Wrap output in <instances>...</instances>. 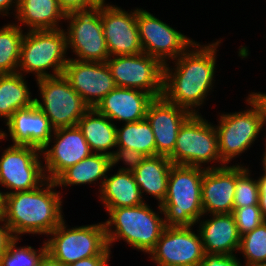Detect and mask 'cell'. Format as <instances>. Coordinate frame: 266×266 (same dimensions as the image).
<instances>
[{
	"instance_id": "1",
	"label": "cell",
	"mask_w": 266,
	"mask_h": 266,
	"mask_svg": "<svg viewBox=\"0 0 266 266\" xmlns=\"http://www.w3.org/2000/svg\"><path fill=\"white\" fill-rule=\"evenodd\" d=\"M214 40L205 44L195 41L177 59L164 65L163 97L191 114H201L218 84L216 62L223 39Z\"/></svg>"
},
{
	"instance_id": "2",
	"label": "cell",
	"mask_w": 266,
	"mask_h": 266,
	"mask_svg": "<svg viewBox=\"0 0 266 266\" xmlns=\"http://www.w3.org/2000/svg\"><path fill=\"white\" fill-rule=\"evenodd\" d=\"M56 183L46 179L39 187L5 195L2 218L16 238L47 237L64 219L63 195Z\"/></svg>"
},
{
	"instance_id": "3",
	"label": "cell",
	"mask_w": 266,
	"mask_h": 266,
	"mask_svg": "<svg viewBox=\"0 0 266 266\" xmlns=\"http://www.w3.org/2000/svg\"><path fill=\"white\" fill-rule=\"evenodd\" d=\"M156 207L158 211L145 202L138 206L104 209L109 217L103 222L110 250L123 240L132 249L148 256L166 227L162 207L158 204Z\"/></svg>"
},
{
	"instance_id": "4",
	"label": "cell",
	"mask_w": 266,
	"mask_h": 266,
	"mask_svg": "<svg viewBox=\"0 0 266 266\" xmlns=\"http://www.w3.org/2000/svg\"><path fill=\"white\" fill-rule=\"evenodd\" d=\"M205 168L173 164L169 172L167 194L160 205L166 226H195L204 215L202 179Z\"/></svg>"
},
{
	"instance_id": "5",
	"label": "cell",
	"mask_w": 266,
	"mask_h": 266,
	"mask_svg": "<svg viewBox=\"0 0 266 266\" xmlns=\"http://www.w3.org/2000/svg\"><path fill=\"white\" fill-rule=\"evenodd\" d=\"M245 109L235 112H217L215 130L221 160L232 165L243 153L255 145L264 131L263 112L256 100L248 93ZM241 110V111H240ZM256 141V142H255Z\"/></svg>"
},
{
	"instance_id": "6",
	"label": "cell",
	"mask_w": 266,
	"mask_h": 266,
	"mask_svg": "<svg viewBox=\"0 0 266 266\" xmlns=\"http://www.w3.org/2000/svg\"><path fill=\"white\" fill-rule=\"evenodd\" d=\"M68 54L64 28L26 31L21 43L17 72L25 77L31 73L35 80L63 75L70 57Z\"/></svg>"
},
{
	"instance_id": "7",
	"label": "cell",
	"mask_w": 266,
	"mask_h": 266,
	"mask_svg": "<svg viewBox=\"0 0 266 266\" xmlns=\"http://www.w3.org/2000/svg\"><path fill=\"white\" fill-rule=\"evenodd\" d=\"M168 158L175 165L205 169L226 166L220 158L215 125L202 114H191L185 120L178 131L174 151Z\"/></svg>"
},
{
	"instance_id": "8",
	"label": "cell",
	"mask_w": 266,
	"mask_h": 266,
	"mask_svg": "<svg viewBox=\"0 0 266 266\" xmlns=\"http://www.w3.org/2000/svg\"><path fill=\"white\" fill-rule=\"evenodd\" d=\"M64 219L45 239L47 252L63 265L91 256H112L104 222L70 226Z\"/></svg>"
},
{
	"instance_id": "9",
	"label": "cell",
	"mask_w": 266,
	"mask_h": 266,
	"mask_svg": "<svg viewBox=\"0 0 266 266\" xmlns=\"http://www.w3.org/2000/svg\"><path fill=\"white\" fill-rule=\"evenodd\" d=\"M35 81L39 94L34 97L35 104L48 117L51 126L54 129L77 126L89 107L64 75Z\"/></svg>"
},
{
	"instance_id": "10",
	"label": "cell",
	"mask_w": 266,
	"mask_h": 266,
	"mask_svg": "<svg viewBox=\"0 0 266 266\" xmlns=\"http://www.w3.org/2000/svg\"><path fill=\"white\" fill-rule=\"evenodd\" d=\"M2 144V140L0 139ZM0 155V193L30 191L45 180L41 150L32 146L7 145ZM4 189V190H2Z\"/></svg>"
},
{
	"instance_id": "11",
	"label": "cell",
	"mask_w": 266,
	"mask_h": 266,
	"mask_svg": "<svg viewBox=\"0 0 266 266\" xmlns=\"http://www.w3.org/2000/svg\"><path fill=\"white\" fill-rule=\"evenodd\" d=\"M67 51L73 57L69 59L90 62H106L110 57L105 41L101 3L89 11L70 12L65 16ZM74 54V55H73Z\"/></svg>"
},
{
	"instance_id": "12",
	"label": "cell",
	"mask_w": 266,
	"mask_h": 266,
	"mask_svg": "<svg viewBox=\"0 0 266 266\" xmlns=\"http://www.w3.org/2000/svg\"><path fill=\"white\" fill-rule=\"evenodd\" d=\"M137 27L143 53L157 58L163 65L177 59L195 42L141 7H137Z\"/></svg>"
},
{
	"instance_id": "13",
	"label": "cell",
	"mask_w": 266,
	"mask_h": 266,
	"mask_svg": "<svg viewBox=\"0 0 266 266\" xmlns=\"http://www.w3.org/2000/svg\"><path fill=\"white\" fill-rule=\"evenodd\" d=\"M118 87L137 89L154 98L163 96L164 65L146 53L112 56L106 61Z\"/></svg>"
},
{
	"instance_id": "14",
	"label": "cell",
	"mask_w": 266,
	"mask_h": 266,
	"mask_svg": "<svg viewBox=\"0 0 266 266\" xmlns=\"http://www.w3.org/2000/svg\"><path fill=\"white\" fill-rule=\"evenodd\" d=\"M193 227L166 226L147 259L156 266H197L205 252L200 234Z\"/></svg>"
},
{
	"instance_id": "15",
	"label": "cell",
	"mask_w": 266,
	"mask_h": 266,
	"mask_svg": "<svg viewBox=\"0 0 266 266\" xmlns=\"http://www.w3.org/2000/svg\"><path fill=\"white\" fill-rule=\"evenodd\" d=\"M101 2V20L108 53L112 56L142 53L137 27V7L125 10L121 6Z\"/></svg>"
},
{
	"instance_id": "16",
	"label": "cell",
	"mask_w": 266,
	"mask_h": 266,
	"mask_svg": "<svg viewBox=\"0 0 266 266\" xmlns=\"http://www.w3.org/2000/svg\"><path fill=\"white\" fill-rule=\"evenodd\" d=\"M45 177L54 181L64 170L93 152L78 126L54 129L48 144L41 150Z\"/></svg>"
},
{
	"instance_id": "17",
	"label": "cell",
	"mask_w": 266,
	"mask_h": 266,
	"mask_svg": "<svg viewBox=\"0 0 266 266\" xmlns=\"http://www.w3.org/2000/svg\"><path fill=\"white\" fill-rule=\"evenodd\" d=\"M63 75L89 108L117 87L106 62L69 59Z\"/></svg>"
},
{
	"instance_id": "18",
	"label": "cell",
	"mask_w": 266,
	"mask_h": 266,
	"mask_svg": "<svg viewBox=\"0 0 266 266\" xmlns=\"http://www.w3.org/2000/svg\"><path fill=\"white\" fill-rule=\"evenodd\" d=\"M4 125L8 131L0 129L2 141L10 139L11 145L32 146L39 150L48 144L54 132L48 117L36 104L17 110Z\"/></svg>"
},
{
	"instance_id": "19",
	"label": "cell",
	"mask_w": 266,
	"mask_h": 266,
	"mask_svg": "<svg viewBox=\"0 0 266 266\" xmlns=\"http://www.w3.org/2000/svg\"><path fill=\"white\" fill-rule=\"evenodd\" d=\"M190 115L189 111L168 102L163 96L150 103L145 118L154 133L156 155L169 157L173 153L178 131Z\"/></svg>"
},
{
	"instance_id": "20",
	"label": "cell",
	"mask_w": 266,
	"mask_h": 266,
	"mask_svg": "<svg viewBox=\"0 0 266 266\" xmlns=\"http://www.w3.org/2000/svg\"><path fill=\"white\" fill-rule=\"evenodd\" d=\"M235 163V165H234ZM220 168L205 169L202 179L203 214L232 213L236 187V164Z\"/></svg>"
},
{
	"instance_id": "21",
	"label": "cell",
	"mask_w": 266,
	"mask_h": 266,
	"mask_svg": "<svg viewBox=\"0 0 266 266\" xmlns=\"http://www.w3.org/2000/svg\"><path fill=\"white\" fill-rule=\"evenodd\" d=\"M154 99L145 91L117 86L97 104L95 109L114 124L120 125L145 119L148 107Z\"/></svg>"
},
{
	"instance_id": "22",
	"label": "cell",
	"mask_w": 266,
	"mask_h": 266,
	"mask_svg": "<svg viewBox=\"0 0 266 266\" xmlns=\"http://www.w3.org/2000/svg\"><path fill=\"white\" fill-rule=\"evenodd\" d=\"M195 225H197L205 254L238 253L241 235L232 213L203 215Z\"/></svg>"
},
{
	"instance_id": "23",
	"label": "cell",
	"mask_w": 266,
	"mask_h": 266,
	"mask_svg": "<svg viewBox=\"0 0 266 266\" xmlns=\"http://www.w3.org/2000/svg\"><path fill=\"white\" fill-rule=\"evenodd\" d=\"M65 16L58 0H18V9L13 18L25 31H41L63 28Z\"/></svg>"
},
{
	"instance_id": "24",
	"label": "cell",
	"mask_w": 266,
	"mask_h": 266,
	"mask_svg": "<svg viewBox=\"0 0 266 266\" xmlns=\"http://www.w3.org/2000/svg\"><path fill=\"white\" fill-rule=\"evenodd\" d=\"M110 168L102 187L96 195L105 209L138 206L145 203L132 172ZM112 172V173H110Z\"/></svg>"
},
{
	"instance_id": "25",
	"label": "cell",
	"mask_w": 266,
	"mask_h": 266,
	"mask_svg": "<svg viewBox=\"0 0 266 266\" xmlns=\"http://www.w3.org/2000/svg\"><path fill=\"white\" fill-rule=\"evenodd\" d=\"M111 168V157L104 154L92 153L87 158L81 160L74 166L64 170L55 180L56 186L61 190L70 188L71 186L91 185L94 188L98 186L99 193L102 184ZM63 188V189H62Z\"/></svg>"
},
{
	"instance_id": "26",
	"label": "cell",
	"mask_w": 266,
	"mask_h": 266,
	"mask_svg": "<svg viewBox=\"0 0 266 266\" xmlns=\"http://www.w3.org/2000/svg\"><path fill=\"white\" fill-rule=\"evenodd\" d=\"M172 165L173 163L167 156H149L132 172L145 202L148 201L146 197L151 196L158 201H156L158 205L163 203Z\"/></svg>"
},
{
	"instance_id": "27",
	"label": "cell",
	"mask_w": 266,
	"mask_h": 266,
	"mask_svg": "<svg viewBox=\"0 0 266 266\" xmlns=\"http://www.w3.org/2000/svg\"><path fill=\"white\" fill-rule=\"evenodd\" d=\"M93 153L112 156L117 147V125L95 108H89L77 123Z\"/></svg>"
},
{
	"instance_id": "28",
	"label": "cell",
	"mask_w": 266,
	"mask_h": 266,
	"mask_svg": "<svg viewBox=\"0 0 266 266\" xmlns=\"http://www.w3.org/2000/svg\"><path fill=\"white\" fill-rule=\"evenodd\" d=\"M29 86L21 73L0 74V120H4V124L17 110L35 104Z\"/></svg>"
},
{
	"instance_id": "29",
	"label": "cell",
	"mask_w": 266,
	"mask_h": 266,
	"mask_svg": "<svg viewBox=\"0 0 266 266\" xmlns=\"http://www.w3.org/2000/svg\"><path fill=\"white\" fill-rule=\"evenodd\" d=\"M119 126L116 132L117 147L137 150L146 157L156 156L154 133L146 118Z\"/></svg>"
},
{
	"instance_id": "30",
	"label": "cell",
	"mask_w": 266,
	"mask_h": 266,
	"mask_svg": "<svg viewBox=\"0 0 266 266\" xmlns=\"http://www.w3.org/2000/svg\"><path fill=\"white\" fill-rule=\"evenodd\" d=\"M11 21L0 27V74L17 72L21 43L26 32Z\"/></svg>"
},
{
	"instance_id": "31",
	"label": "cell",
	"mask_w": 266,
	"mask_h": 266,
	"mask_svg": "<svg viewBox=\"0 0 266 266\" xmlns=\"http://www.w3.org/2000/svg\"><path fill=\"white\" fill-rule=\"evenodd\" d=\"M252 172L248 164L247 166L244 163L236 164L234 208L258 205L259 185L257 177H255Z\"/></svg>"
},
{
	"instance_id": "32",
	"label": "cell",
	"mask_w": 266,
	"mask_h": 266,
	"mask_svg": "<svg viewBox=\"0 0 266 266\" xmlns=\"http://www.w3.org/2000/svg\"><path fill=\"white\" fill-rule=\"evenodd\" d=\"M238 253L243 265L266 262V221L241 236Z\"/></svg>"
},
{
	"instance_id": "33",
	"label": "cell",
	"mask_w": 266,
	"mask_h": 266,
	"mask_svg": "<svg viewBox=\"0 0 266 266\" xmlns=\"http://www.w3.org/2000/svg\"><path fill=\"white\" fill-rule=\"evenodd\" d=\"M21 238H16L0 258V266H38L39 260L47 252L43 239L38 249L31 245L18 246Z\"/></svg>"
},
{
	"instance_id": "34",
	"label": "cell",
	"mask_w": 266,
	"mask_h": 266,
	"mask_svg": "<svg viewBox=\"0 0 266 266\" xmlns=\"http://www.w3.org/2000/svg\"><path fill=\"white\" fill-rule=\"evenodd\" d=\"M232 215L241 236L252 231L266 221L262 215L259 205L234 208Z\"/></svg>"
},
{
	"instance_id": "35",
	"label": "cell",
	"mask_w": 266,
	"mask_h": 266,
	"mask_svg": "<svg viewBox=\"0 0 266 266\" xmlns=\"http://www.w3.org/2000/svg\"><path fill=\"white\" fill-rule=\"evenodd\" d=\"M145 158L146 156L137 150L126 147H116L111 156V167L115 169L118 164H122V166H124H118V170L134 172Z\"/></svg>"
},
{
	"instance_id": "36",
	"label": "cell",
	"mask_w": 266,
	"mask_h": 266,
	"mask_svg": "<svg viewBox=\"0 0 266 266\" xmlns=\"http://www.w3.org/2000/svg\"><path fill=\"white\" fill-rule=\"evenodd\" d=\"M197 266H244L238 254L224 255L206 253L204 258Z\"/></svg>"
},
{
	"instance_id": "37",
	"label": "cell",
	"mask_w": 266,
	"mask_h": 266,
	"mask_svg": "<svg viewBox=\"0 0 266 266\" xmlns=\"http://www.w3.org/2000/svg\"><path fill=\"white\" fill-rule=\"evenodd\" d=\"M103 0H58L59 6L67 14L89 11L98 7Z\"/></svg>"
},
{
	"instance_id": "38",
	"label": "cell",
	"mask_w": 266,
	"mask_h": 266,
	"mask_svg": "<svg viewBox=\"0 0 266 266\" xmlns=\"http://www.w3.org/2000/svg\"><path fill=\"white\" fill-rule=\"evenodd\" d=\"M16 239L12 230L5 224L0 217V258L8 250L9 245Z\"/></svg>"
},
{
	"instance_id": "39",
	"label": "cell",
	"mask_w": 266,
	"mask_h": 266,
	"mask_svg": "<svg viewBox=\"0 0 266 266\" xmlns=\"http://www.w3.org/2000/svg\"><path fill=\"white\" fill-rule=\"evenodd\" d=\"M111 256H91L88 258L81 259L67 266H108L110 263Z\"/></svg>"
},
{
	"instance_id": "40",
	"label": "cell",
	"mask_w": 266,
	"mask_h": 266,
	"mask_svg": "<svg viewBox=\"0 0 266 266\" xmlns=\"http://www.w3.org/2000/svg\"><path fill=\"white\" fill-rule=\"evenodd\" d=\"M257 177L259 185V200L258 205L261 209L263 217L266 219V175L259 173Z\"/></svg>"
},
{
	"instance_id": "41",
	"label": "cell",
	"mask_w": 266,
	"mask_h": 266,
	"mask_svg": "<svg viewBox=\"0 0 266 266\" xmlns=\"http://www.w3.org/2000/svg\"><path fill=\"white\" fill-rule=\"evenodd\" d=\"M17 9L18 0H0V16L2 18L11 17L12 15L15 17Z\"/></svg>"
},
{
	"instance_id": "42",
	"label": "cell",
	"mask_w": 266,
	"mask_h": 266,
	"mask_svg": "<svg viewBox=\"0 0 266 266\" xmlns=\"http://www.w3.org/2000/svg\"><path fill=\"white\" fill-rule=\"evenodd\" d=\"M259 104L263 112V121H264V131L266 133V92H260L256 90H252L248 92Z\"/></svg>"
},
{
	"instance_id": "43",
	"label": "cell",
	"mask_w": 266,
	"mask_h": 266,
	"mask_svg": "<svg viewBox=\"0 0 266 266\" xmlns=\"http://www.w3.org/2000/svg\"><path fill=\"white\" fill-rule=\"evenodd\" d=\"M38 266H65L59 260L53 258L48 252H46L39 260Z\"/></svg>"
},
{
	"instance_id": "44",
	"label": "cell",
	"mask_w": 266,
	"mask_h": 266,
	"mask_svg": "<svg viewBox=\"0 0 266 266\" xmlns=\"http://www.w3.org/2000/svg\"><path fill=\"white\" fill-rule=\"evenodd\" d=\"M263 134H265V135H263V137H264L263 138L264 139L263 142H265V143H262L264 145V151H263V154L261 156V162H259V163H261L260 165L263 168H262L261 172H259V173H262V174L266 175V133H263Z\"/></svg>"
},
{
	"instance_id": "45",
	"label": "cell",
	"mask_w": 266,
	"mask_h": 266,
	"mask_svg": "<svg viewBox=\"0 0 266 266\" xmlns=\"http://www.w3.org/2000/svg\"><path fill=\"white\" fill-rule=\"evenodd\" d=\"M244 266H266V262L254 263V264L244 265Z\"/></svg>"
},
{
	"instance_id": "46",
	"label": "cell",
	"mask_w": 266,
	"mask_h": 266,
	"mask_svg": "<svg viewBox=\"0 0 266 266\" xmlns=\"http://www.w3.org/2000/svg\"><path fill=\"white\" fill-rule=\"evenodd\" d=\"M2 204H3V198H2V195L0 193V217H2Z\"/></svg>"
}]
</instances>
